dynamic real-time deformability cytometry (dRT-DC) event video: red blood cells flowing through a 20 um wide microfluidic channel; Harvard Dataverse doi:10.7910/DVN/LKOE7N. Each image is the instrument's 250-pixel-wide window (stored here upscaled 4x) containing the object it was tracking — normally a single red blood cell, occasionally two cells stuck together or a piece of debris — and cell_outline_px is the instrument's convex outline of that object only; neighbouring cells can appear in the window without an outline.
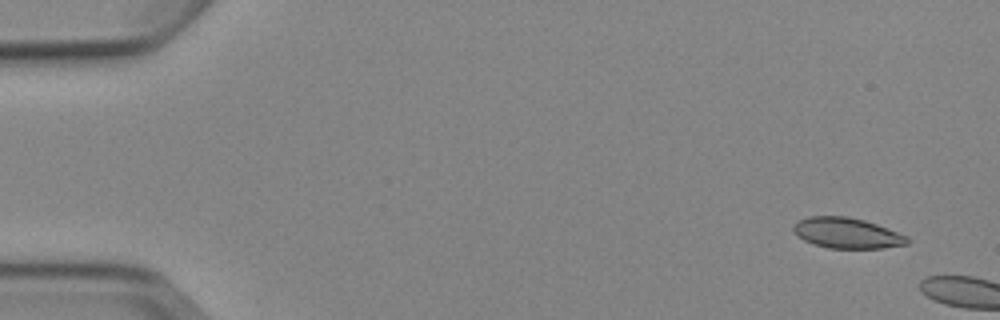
{"species": "Egyptian fruit bat (a non-hibernating species)", "species_latin": "Rousettus aegyptiacus", "temperature_condition": "cold", "stored_images_in_passage": 2, "camera_frame_rate_fps": 3000, "um_per_image_px": 0.085, "animal": {"sex": "female"}, "frame": {"image": 1, "passage_image": 1, "time_ms": 0.0, "image_size_px": [1000, 320], "cell_outline_px": [[908, 244], [884, 248], [828, 248], [812, 244], [804, 240], [792, 228], [796, 220], [808, 216], [848, 216], [864, 220], [876, 224], [908, 236]], "centroid_in_image_um": [71.98, 19.8], "position_along_channel_um": 13.0, "area_um2": 20.29}}